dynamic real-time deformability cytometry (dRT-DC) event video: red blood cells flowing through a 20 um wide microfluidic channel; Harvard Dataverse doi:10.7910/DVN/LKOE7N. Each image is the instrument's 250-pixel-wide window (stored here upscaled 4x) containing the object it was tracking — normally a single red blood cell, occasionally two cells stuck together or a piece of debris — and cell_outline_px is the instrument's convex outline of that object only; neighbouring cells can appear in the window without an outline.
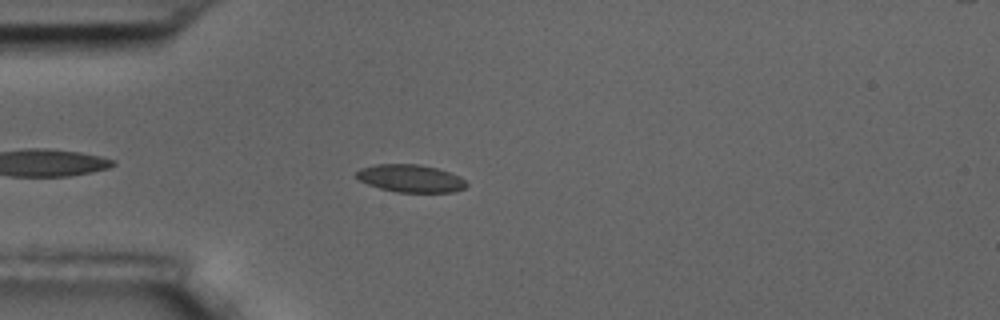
{"species": "common noctule bat (a hibernating species)", "species_latin": "Nyctalus noctula", "temperature_condition": "room temperature", "stored_images_in_passage": 45, "camera_frame_rate_fps": 3000, "um_per_image_px": 0.085, "animal": {"sex": "male", "body_mass_g": 17.5, "forearm_length_mm": 52.3}, "frame": {"image": 1, "passage_image": 5, "time_ms": 1.333, "image_size_px": [1000, 320], "cell_outline_px": [[468, 184], [464, 188], [456, 192], [396, 192], [380, 188], [368, 184], [360, 180], [356, 176], [356, 172], [360, 168], [376, 164], [416, 164], [436, 168], [460, 176]], "centroid_in_image_um": [34.9, 15.17], "position_along_channel_um": 50.1, "area_um2": 17.63}}
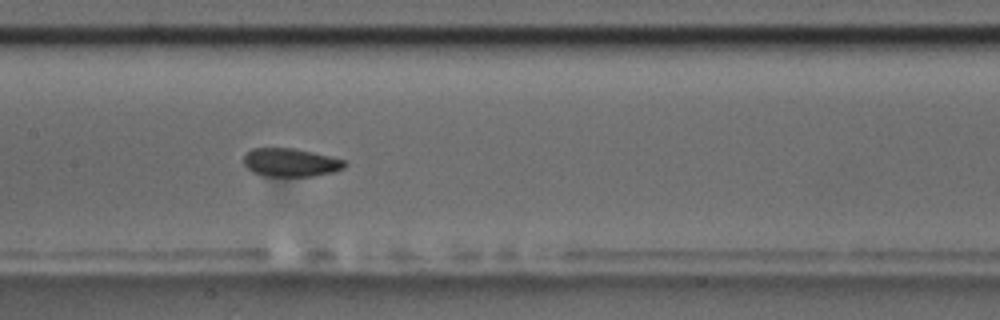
{"frame": {"image": 2, "passage_image": 17, "time_ms": 5.333, "image_size_px": [1000, 320], "cell_outline_px": [[348, 164], [344, 168], [332, 172], [312, 176], [264, 176], [252, 172], [244, 164], [244, 156], [252, 148], [296, 148], [344, 160]], "centroid_in_image_um": [24.69, 13.81], "position_along_channel_um": 182.7, "area_um2": 16.59}}
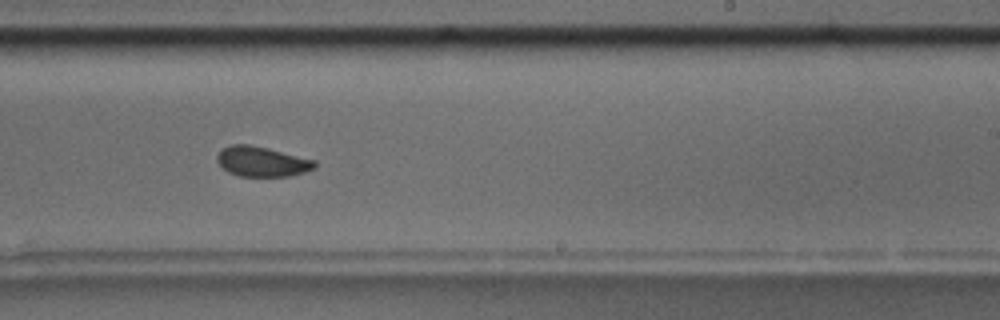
{"frame": {"image": 3, "passage_image": 24, "time_ms": 7.667, "image_size_px": [1000, 320], "cell_outline_px": [[316, 168], [304, 172], [288, 176], [240, 176], [228, 172], [216, 160], [216, 156], [224, 148], [232, 144], [252, 144], [316, 160]], "centroid_in_image_um": [22.28, 13.72], "position_along_channel_um": 266.7, "area_um2": 17.05}, "authors_computed_cell_mechanics": {"area_um2": 17.4556, "velocity_mm_per_s": 3.6074, "shape_relaxation_time_tau1_ms": null, "shape_relaxation_time_tau2_ms": 1.0543, "deformation_change_tau1": null, "deformation_change_tau2": 0.0592}}